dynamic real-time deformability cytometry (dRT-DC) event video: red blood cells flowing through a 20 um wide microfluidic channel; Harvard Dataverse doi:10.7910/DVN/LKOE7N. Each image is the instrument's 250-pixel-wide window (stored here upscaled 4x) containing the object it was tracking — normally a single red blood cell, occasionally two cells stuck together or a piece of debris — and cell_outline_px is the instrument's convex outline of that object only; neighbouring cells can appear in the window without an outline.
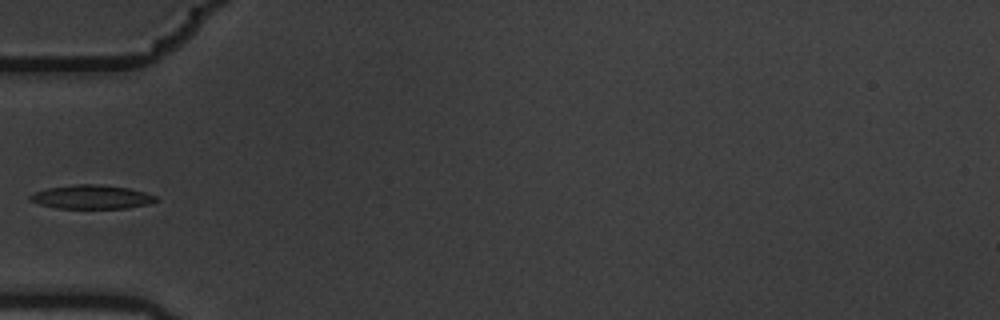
{"species": "common noctule bat (a hibernating species)", "species_latin": "Nyctalus noctula", "temperature_condition": "warm", "stored_images_in_passage": 9, "camera_frame_rate_fps": 3000, "um_per_image_px": 0.085, "animal": {"sex": "male", "body_mass_g": 19.5, "forearm_length_mm": 54.6}, "frame": {"image": 1, "passage_image": 1, "time_ms": 0.0, "image_size_px": [1000, 320], "cell_outline_px": [[160, 200], [148, 204], [124, 208], [56, 208], [40, 204], [28, 200], [28, 196], [36, 192], [48, 188], [72, 184], [100, 184], [128, 188], [144, 192], [156, 196]], "centroid_in_image_um": [7.78, 16.74], "position_along_channel_um": 77.2, "area_um2": 17.46}}
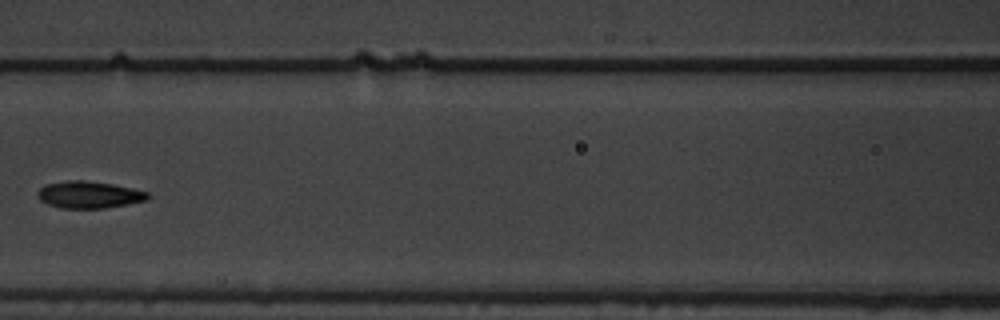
{"frame": {"image": 2, "passage_image": 3, "time_ms": 0.667, "image_size_px": [1000, 320], "cell_outline_px": [[152, 196], [148, 200], [128, 204], [104, 208], [60, 208], [48, 204], [40, 200], [36, 196], [36, 192], [44, 184], [64, 180], [84, 180], [112, 184], [132, 188], [148, 192]], "centroid_in_image_um": [7.55, 16.54], "position_along_channel_um": 159.0, "area_um2": 17.57}}
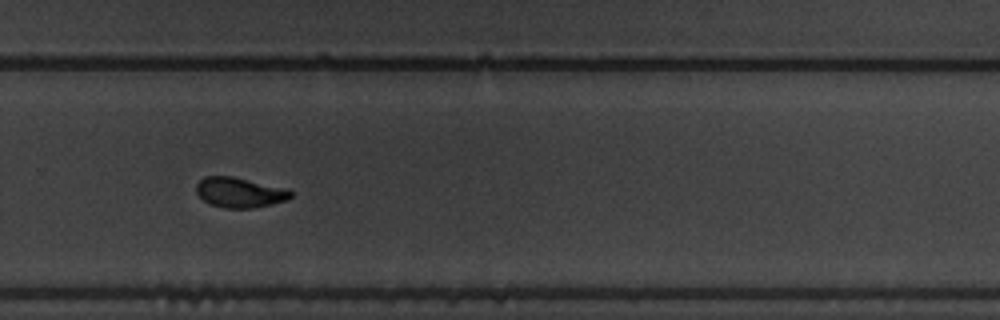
{"frame": {"image": 3, "passage_image": 7, "time_ms": 2.0, "image_size_px": [1000, 320], "cell_outline_px": [[292, 196], [288, 200], [272, 204], [252, 208], [224, 208], [212, 204], [204, 200], [196, 192], [196, 184], [204, 176], [232, 176], [288, 188], [292, 192]], "centroid_in_image_um": [20.4, 16.35], "position_along_channel_um": 309.4, "area_um2": 16.65}}